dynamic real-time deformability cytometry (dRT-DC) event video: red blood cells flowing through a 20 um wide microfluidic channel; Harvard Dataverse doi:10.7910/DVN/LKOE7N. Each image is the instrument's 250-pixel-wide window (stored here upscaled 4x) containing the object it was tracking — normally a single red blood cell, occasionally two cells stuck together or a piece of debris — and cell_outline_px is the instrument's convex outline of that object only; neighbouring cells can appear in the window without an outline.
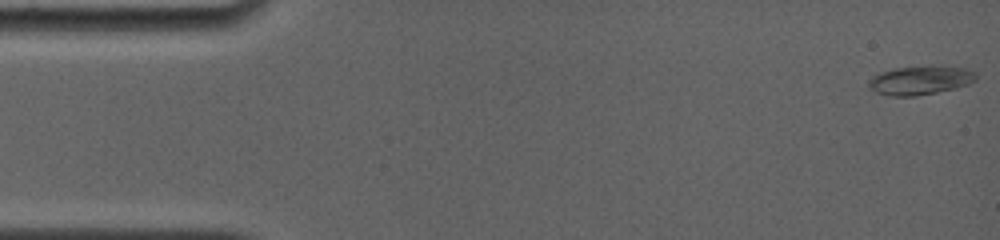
{"species": "common noctule bat (a hibernating species)", "species_latin": "Nyctalus noctula", "temperature_condition": "room temperature", "stored_images_in_passage": 114, "camera_frame_rate_fps": 4000, "um_per_image_px": 0.085, "animal": {"sex": "female", "body_mass_g": 19.0, "forearm_length_mm": 56.7}, "frame": {"image": 1, "passage_image": 1, "time_ms": 0.0, "image_size_px": [1000, 240], "cell_outline_px": [[976, 80], [968, 84], [956, 88], [916, 96], [888, 96], [876, 92], [868, 88], [868, 80], [872, 76], [880, 72], [896, 68], [940, 64], [964, 68], [976, 72]], "centroid_in_image_um": [78.22, 6.8], "position_along_channel_um": 6.8, "area_um2": 18.44}}
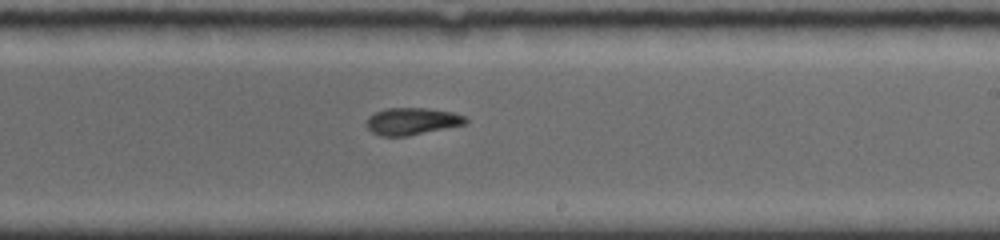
{"frame": {"image": 2, "passage_image": 64, "time_ms": 9.75, "image_size_px": [1000, 240], "cell_outline_px": [[468, 124], [408, 136], [380, 136], [372, 132], [364, 124], [368, 116], [376, 112], [388, 108], [424, 108], [452, 112], [464, 116], [468, 120]], "centroid_in_image_um": [35.01, 10.32], "position_along_channel_um": 254.0, "area_um2": 15.78}}
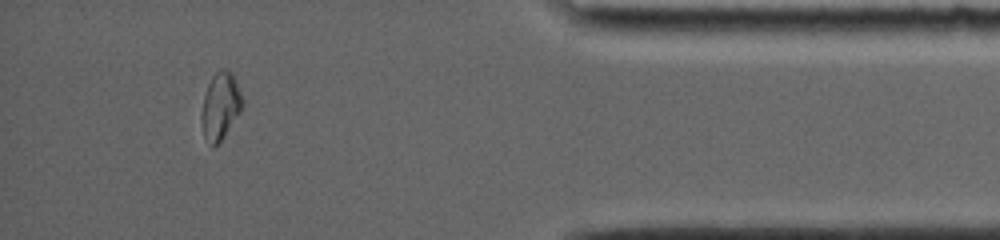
{"frame": {"image": 3, "passage_image": 99, "time_ms": 14.75, "image_size_px": [1000, 240], "cell_outline_px": [[244, 104], [240, 112], [224, 136], [212, 148], [204, 136], [200, 120], [200, 116], [204, 96], [208, 84], [212, 76], [220, 68], [224, 68], [232, 72], [236, 80], [244, 100]], "centroid_in_image_um": [18.74, 8.99], "position_along_channel_um": 416.5, "area_um2": 16.13}, "authors_computed_cell_mechanics": {"area_um2": 16.0684, "velocity_mm_per_s": 3.8308, "shape_relaxation_time_tau1_ms": 4.9857, "shape_relaxation_time_tau2_ms": 1.8956, "deformation_change_tau1": 0.1388, "deformation_change_tau2": 0.0476}}